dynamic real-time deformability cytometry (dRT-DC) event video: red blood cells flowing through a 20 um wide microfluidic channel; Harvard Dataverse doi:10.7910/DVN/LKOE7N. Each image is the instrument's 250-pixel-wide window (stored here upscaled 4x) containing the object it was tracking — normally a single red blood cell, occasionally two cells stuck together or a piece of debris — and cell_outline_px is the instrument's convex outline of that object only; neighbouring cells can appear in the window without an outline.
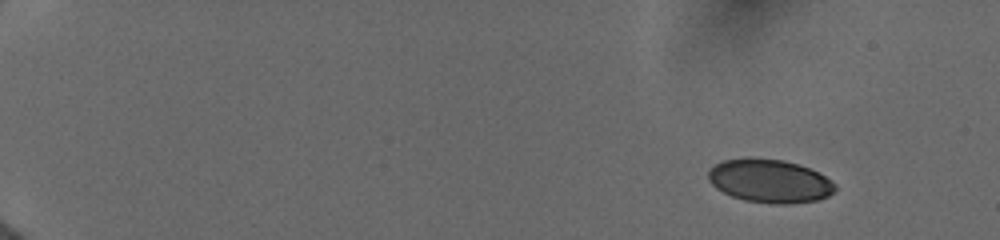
{"species": "human", "species_latin": "Homo sapiens", "temperature_condition": "cold", "stored_images_in_passage": 8, "camera_frame_rate_fps": 3000, "um_per_image_px": 0.085, "donor": {"sex": "female"}, "frame": {"image": 1, "passage_image": 2, "time_ms": 1.0, "image_size_px": [1000, 240], "cell_outline_px": [[836, 188], [828, 196], [816, 200], [788, 204], [776, 204], [744, 200], [732, 196], [716, 188], [708, 180], [708, 172], [716, 164], [724, 160], [784, 160], [808, 168], [824, 176], [836, 184]], "centroid_in_image_um": [65.44, 15.42], "position_along_channel_um": 19.6, "area_um2": 31.15}}
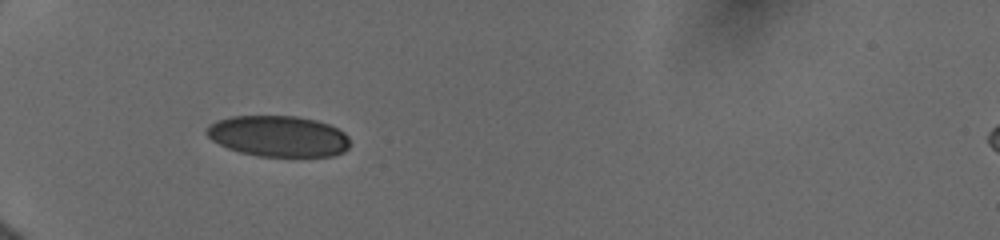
{"frame": {"image": 2, "passage_image": 7, "time_ms": 5.667, "image_size_px": [1000, 240], "cell_outline_px": [[352, 144], [344, 152], [332, 156], [260, 156], [240, 152], [228, 148], [212, 140], [204, 132], [216, 120], [232, 116], [296, 116], [316, 120], [328, 124], [344, 132], [348, 136]], "centroid_in_image_um": [23.69, 11.58], "position_along_channel_um": 61.3, "area_um2": 34.28}}